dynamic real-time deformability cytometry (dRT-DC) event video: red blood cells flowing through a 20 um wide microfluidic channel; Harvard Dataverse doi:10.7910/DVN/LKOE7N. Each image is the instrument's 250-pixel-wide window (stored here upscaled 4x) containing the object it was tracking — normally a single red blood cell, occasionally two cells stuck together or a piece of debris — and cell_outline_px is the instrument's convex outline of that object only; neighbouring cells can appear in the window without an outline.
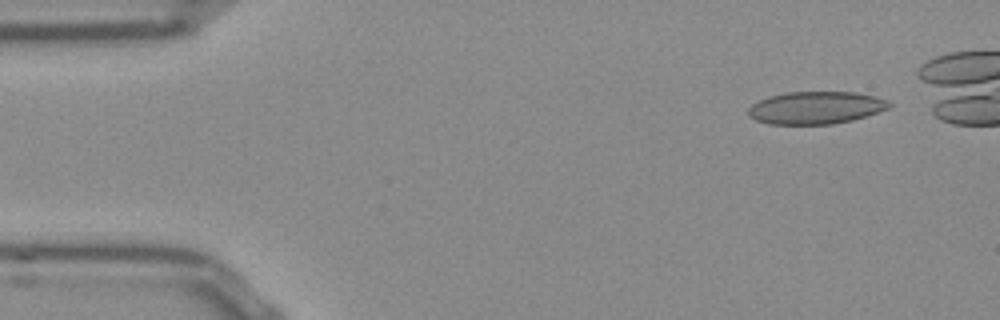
{"species": "Egyptian fruit bat (a non-hibernating species)", "species_latin": "Rousettus aegyptiacus", "temperature_condition": "room temperature", "stored_images_in_passage": 43, "camera_frame_rate_fps": 3000, "um_per_image_px": 0.085, "frame": {"image": 1, "passage_image": 1, "time_ms": 0.0, "image_size_px": [1000, 320], "cell_outline_px": [[892, 104], [888, 108], [852, 120], [832, 124], [768, 124], [756, 120], [748, 116], [748, 108], [752, 104], [768, 96], [784, 92], [852, 92], [876, 96], [888, 100]], "centroid_in_image_um": [69.31, 9.15], "position_along_channel_um": 15.7, "area_um2": 26.65}}
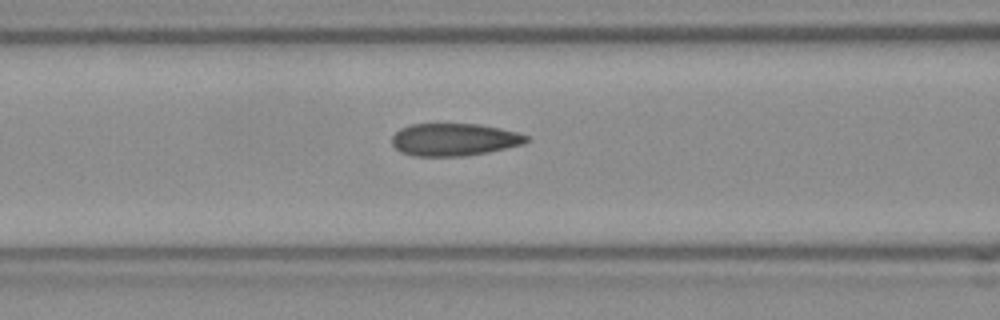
{"frame": {"image": 2, "passage_image": 17, "time_ms": 5.333, "image_size_px": [1000, 320], "cell_outline_px": [[532, 140], [524, 144], [488, 152], [464, 156], [412, 156], [400, 152], [392, 144], [392, 136], [400, 128], [412, 124], [480, 124], [500, 128], [516, 132], [528, 136]], "centroid_in_image_um": [38.61, 11.87], "position_along_channel_um": 128.0, "area_um2": 25.61}}
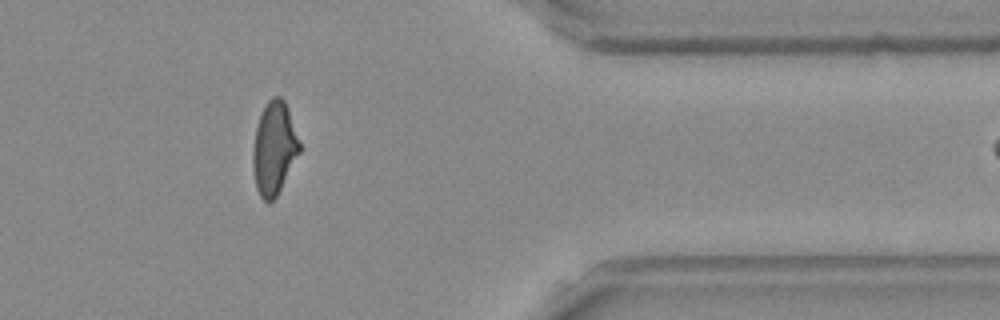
{"frame": {"image": 3, "passage_image": 39, "time_ms": 12.667, "image_size_px": [1000, 320], "cell_outline_px": [[300, 152], [276, 196], [268, 204], [260, 196], [256, 188], [252, 164], [252, 152], [256, 128], [260, 116], [268, 100], [272, 96], [280, 96], [284, 100], [288, 108], [300, 144]], "centroid_in_image_um": [23.29, 12.6], "position_along_channel_um": 388.1, "area_um2": 24.97}, "authors_computed_cell_mechanics": {"area_um2": 25.721, "velocity_mm_per_s": 3.8491, "shape_relaxation_time_tau1_ms": null, "shape_relaxation_time_tau2_ms": 1.5078, "deformation_change_tau1": null, "deformation_change_tau2": 0.0726}}